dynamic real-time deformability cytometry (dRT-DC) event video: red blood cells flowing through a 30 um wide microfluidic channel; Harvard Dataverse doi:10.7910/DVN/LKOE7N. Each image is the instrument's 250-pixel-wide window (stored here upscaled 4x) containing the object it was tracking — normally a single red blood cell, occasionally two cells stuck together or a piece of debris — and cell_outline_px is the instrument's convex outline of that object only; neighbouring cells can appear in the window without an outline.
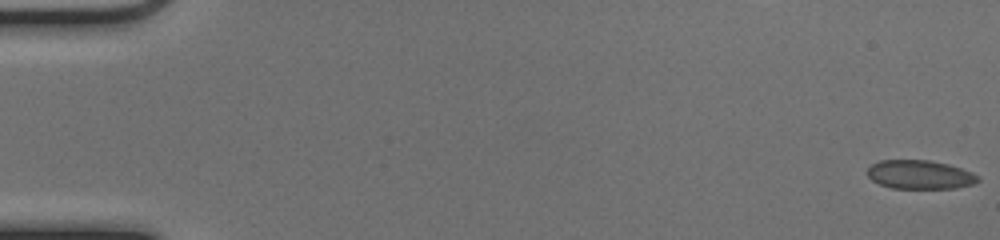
{"species": "common noctule bat (a hibernating species)", "species_latin": "Nyctalus noctula", "temperature_condition": "cold", "stored_images_in_passage": 53, "camera_frame_rate_fps": 3000, "um_per_image_px": 0.085, "animal": {"sex": "female", "body_mass_g": 17.0, "forearm_length_mm": 48.0}, "frame": {"image": 1, "passage_image": 1, "time_ms": 0.0, "image_size_px": [1000, 240], "cell_outline_px": [[980, 180], [972, 184], [956, 188], [892, 188], [880, 184], [872, 180], [868, 176], [868, 168], [872, 164], [880, 160], [928, 160], [948, 164], [972, 172], [980, 176]], "centroid_in_image_um": [78.2, 14.84], "position_along_channel_um": 6.8, "area_um2": 18.5}}
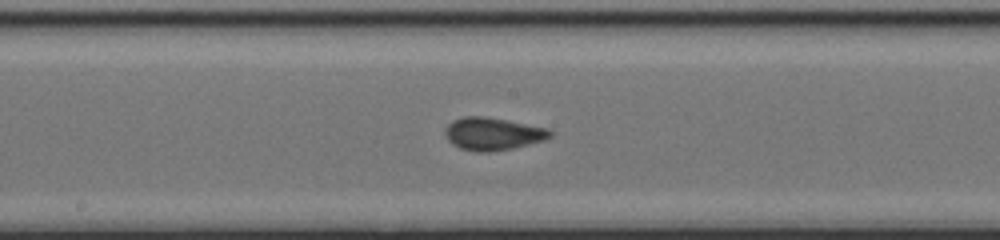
{"frame": {"image": 2, "passage_image": 29, "time_ms": 9.333, "image_size_px": [1000, 240], "cell_outline_px": [[552, 136], [544, 140], [512, 148], [488, 152], [476, 152], [460, 148], [452, 144], [444, 136], [444, 128], [452, 120], [464, 116], [484, 116], [548, 128], [552, 132]], "centroid_in_image_um": [41.84, 11.37], "position_along_channel_um": 206.4, "area_um2": 20.0}}
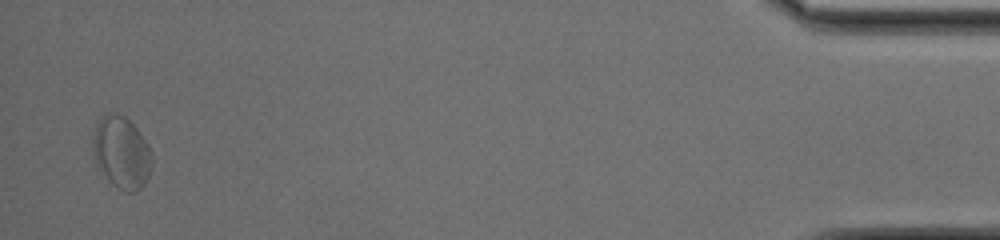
{"frame": {"image": 3, "passage_image": 52, "time_ms": 17.0, "image_size_px": [1000, 240], "cell_outline_px": [[152, 168], [144, 184], [136, 192], [128, 192], [112, 184], [100, 176], [96, 168], [92, 140], [96, 128], [100, 120], [108, 112], [112, 112], [124, 116], [136, 128], [148, 144], [152, 152]], "centroid_in_image_um": [10.32, 13.01], "position_along_channel_um": 424.9, "area_um2": 24.97}, "authors_computed_cell_mechanics": {"area_um2": 19.074, "velocity_mm_per_s": 3.9569, "shape_relaxation_time_tau1_ms": 4.6495, "shape_relaxation_time_tau2_ms": null, "deformation_change_tau1": 0.0958, "deformation_change_tau2": null}}